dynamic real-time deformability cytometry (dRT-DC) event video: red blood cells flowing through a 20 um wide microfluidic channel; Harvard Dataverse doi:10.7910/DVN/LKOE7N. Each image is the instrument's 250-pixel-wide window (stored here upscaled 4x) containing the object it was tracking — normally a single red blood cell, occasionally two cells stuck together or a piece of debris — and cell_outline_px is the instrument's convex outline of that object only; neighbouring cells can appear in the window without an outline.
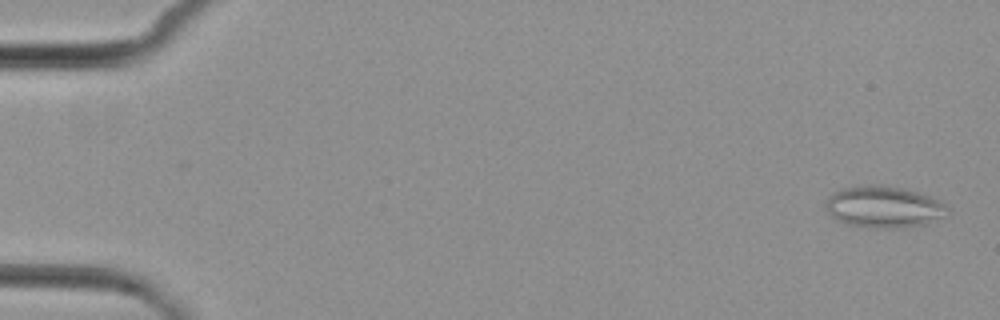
{"species": "common noctule bat (a hibernating species)", "species_latin": "Nyctalus noctula", "temperature_condition": "cold", "stored_images_in_passage": 6, "camera_frame_rate_fps": 3000, "um_per_image_px": 0.085, "animal": {"sex": "female", "body_mass_g": 29.2, "forearm_length_mm": 56.3}, "frame": {"image": 1, "passage_image": 1, "time_ms": 0.0, "image_size_px": [1000, 320], "cell_outline_px": [[948, 216], [924, 224], [896, 228], [872, 228], [848, 224], [836, 220], [828, 212], [824, 204], [824, 200], [832, 192], [840, 188], [856, 184], [880, 184], [904, 188], [928, 196], [944, 204], [948, 208]], "centroid_in_image_um": [75.06, 17.56], "position_along_channel_um": 9.9, "area_um2": 30.0}}
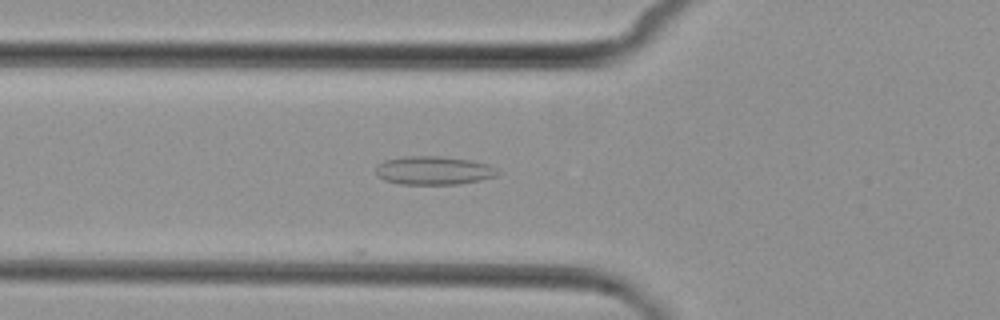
{"frame": {"image": 2, "passage_image": 6, "time_ms": 6.0, "image_size_px": [1000, 320], "cell_outline_px": [[500, 172], [496, 176], [480, 180], [460, 184], [400, 184], [384, 180], [376, 176], [376, 168], [384, 160], [400, 156], [440, 156], [472, 160], [488, 164], [496, 168]], "centroid_in_image_um": [36.86, 14.48], "position_along_channel_um": 88.9, "area_um2": 20.4}}